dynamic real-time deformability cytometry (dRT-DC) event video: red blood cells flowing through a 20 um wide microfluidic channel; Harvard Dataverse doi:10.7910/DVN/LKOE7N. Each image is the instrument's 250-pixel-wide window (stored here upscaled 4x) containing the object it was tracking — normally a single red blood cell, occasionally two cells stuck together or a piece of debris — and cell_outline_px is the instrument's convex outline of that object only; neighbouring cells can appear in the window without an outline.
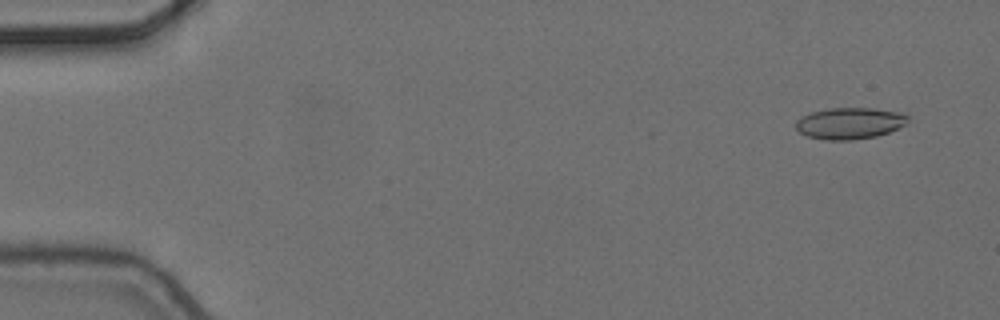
{"species": "common noctule bat (a hibernating species)", "species_latin": "Nyctalus noctula", "temperature_condition": "cold", "stored_images_in_passage": 6, "camera_frame_rate_fps": 3000, "um_per_image_px": 0.085, "animal": {"sex": "female", "body_mass_g": 24.6, "forearm_length_mm": 56.2}, "frame": {"image": 1, "passage_image": 2, "time_ms": 0.333, "image_size_px": [1000, 320], "cell_outline_px": [[908, 120], [904, 124], [888, 132], [876, 136], [852, 140], [824, 140], [808, 136], [800, 132], [796, 128], [796, 120], [800, 116], [812, 112], [828, 108], [872, 108], [900, 112], [908, 116]], "centroid_in_image_um": [72.19, 10.47], "position_along_channel_um": 12.8, "area_um2": 20.46}}
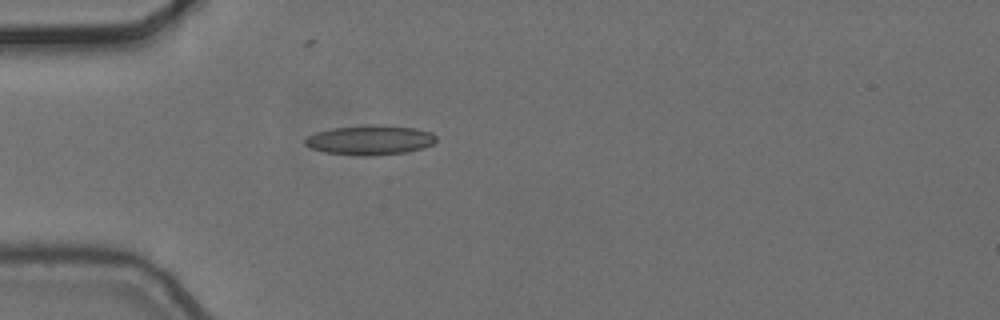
{"frame": {"image": 2, "passage_image": 5, "time_ms": 1.333, "image_size_px": [1000, 320], "cell_outline_px": [[436, 140], [432, 144], [424, 148], [408, 152], [364, 156], [324, 152], [312, 148], [304, 144], [304, 140], [308, 136], [316, 132], [332, 128], [364, 124], [380, 124], [416, 128], [432, 132], [436, 136]], "centroid_in_image_um": [31.47, 11.88], "position_along_channel_um": 53.5, "area_um2": 22.89}}